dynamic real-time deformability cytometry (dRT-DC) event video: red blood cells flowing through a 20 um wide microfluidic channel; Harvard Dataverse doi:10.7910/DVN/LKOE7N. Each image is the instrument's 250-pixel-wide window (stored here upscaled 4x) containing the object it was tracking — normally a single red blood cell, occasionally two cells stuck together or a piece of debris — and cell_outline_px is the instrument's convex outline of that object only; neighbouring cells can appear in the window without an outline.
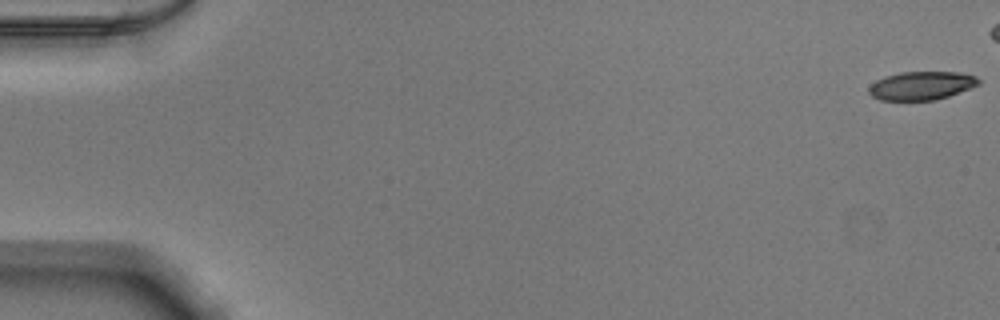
{"species": "Egyptian fruit bat (a non-hibernating species)", "species_latin": "Rousettus aegyptiacus", "temperature_condition": "warm", "stored_images_in_passage": 47, "camera_frame_rate_fps": 3000, "um_per_image_px": 0.085, "animal": {"sex": "male"}, "frame": {"image": 1, "passage_image": 1, "time_ms": 0.0, "image_size_px": [1000, 320], "cell_outline_px": [[980, 84], [948, 96], [936, 100], [880, 100], [872, 96], [868, 92], [868, 88], [876, 80], [884, 76], [900, 72], [960, 72], [976, 76], [980, 80]], "centroid_in_image_um": [78.31, 7.27], "position_along_channel_um": 6.7, "area_um2": 18.21}}
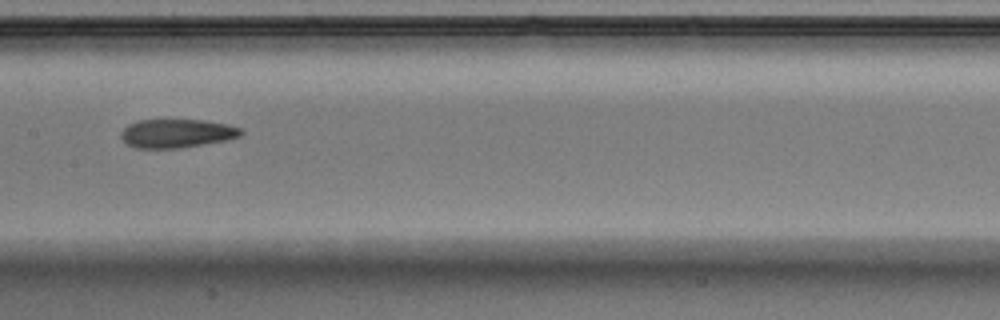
{"frame": {"image": 2, "passage_image": 28, "time_ms": 9.0, "image_size_px": [1000, 320], "cell_outline_px": [[244, 132], [240, 136], [224, 140], [180, 148], [136, 148], [128, 144], [120, 136], [120, 132], [128, 124], [140, 120], [204, 120], [228, 124], [244, 128]], "centroid_in_image_um": [15.05, 11.33], "position_along_channel_um": 192.4, "area_um2": 20.0}}
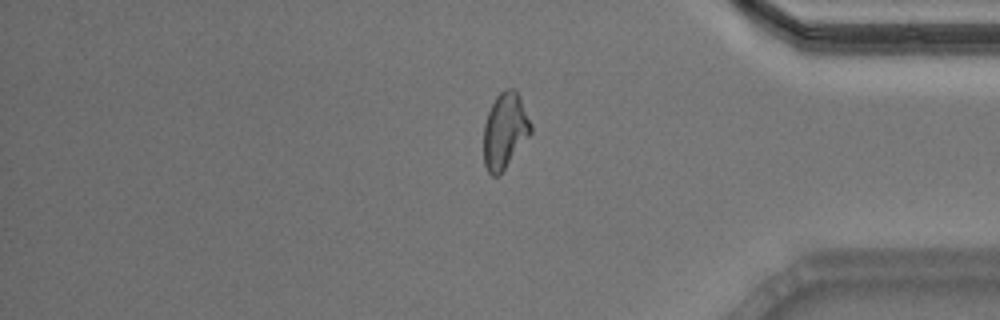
{"frame": {"image": 3, "passage_image": 45, "time_ms": 14.667, "image_size_px": [1000, 320], "cell_outline_px": [[532, 132], [500, 176], [492, 176], [488, 172], [484, 164], [484, 124], [488, 112], [496, 96], [504, 88], [516, 88], [520, 96], [532, 124]], "centroid_in_image_um": [42.93, 11.1], "position_along_channel_um": 392.3, "area_um2": 21.1}}